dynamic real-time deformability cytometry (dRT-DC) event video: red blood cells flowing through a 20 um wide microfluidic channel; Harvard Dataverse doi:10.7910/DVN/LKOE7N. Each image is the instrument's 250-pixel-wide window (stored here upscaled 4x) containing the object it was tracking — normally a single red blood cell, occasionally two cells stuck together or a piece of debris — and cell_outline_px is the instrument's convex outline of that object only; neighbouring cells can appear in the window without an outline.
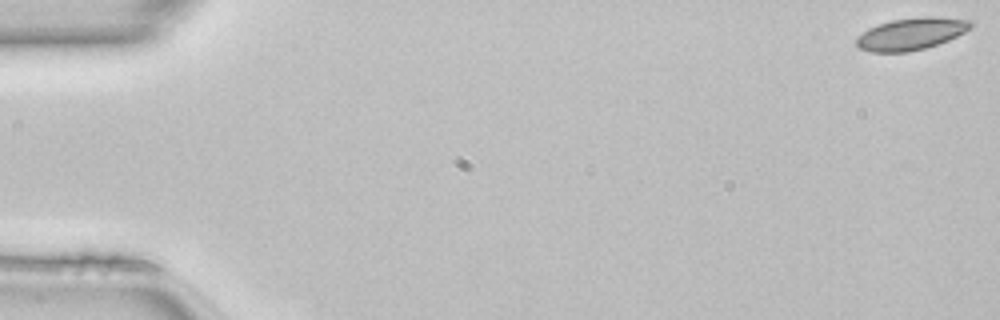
{"species": "common noctule bat (a hibernating species)", "species_latin": "Nyctalus noctula", "temperature_condition": "room temperature", "stored_images_in_passage": 3, "camera_frame_rate_fps": 3000, "um_per_image_px": 0.085, "animal": {"sex": "female", "body_mass_g": 22.7, "forearm_length_mm": 54.2}, "frame": {"image": 1, "passage_image": 1, "time_ms": 0.0, "image_size_px": [1000, 320], "cell_outline_px": [[972, 28], [948, 40], [924, 48], [908, 52], [872, 52], [860, 48], [856, 44], [856, 36], [868, 28], [892, 20], [920, 16], [932, 16], [972, 20]], "centroid_in_image_um": [77.44, 2.86], "position_along_channel_um": 7.6, "area_um2": 21.33}}